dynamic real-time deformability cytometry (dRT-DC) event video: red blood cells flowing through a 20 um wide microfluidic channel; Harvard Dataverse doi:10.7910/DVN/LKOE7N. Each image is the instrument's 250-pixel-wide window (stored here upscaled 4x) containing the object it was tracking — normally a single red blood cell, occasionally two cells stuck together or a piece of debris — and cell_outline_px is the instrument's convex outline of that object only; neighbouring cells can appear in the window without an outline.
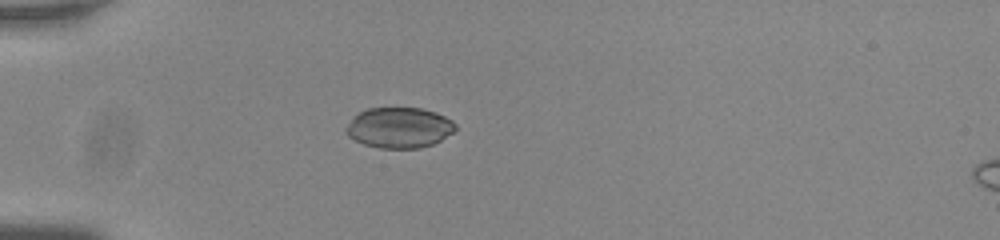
{"species": "common noctule bat (a hibernating species)", "species_latin": "Nyctalus noctula", "temperature_condition": "room temperature", "stored_images_in_passage": 39, "camera_frame_rate_fps": 3000, "um_per_image_px": 0.085, "animal": {"sex": "male", "body_mass_g": 20.0, "forearm_length_mm": 53.3}, "frame": {"image": 1, "passage_image": 1, "time_ms": 0.0, "image_size_px": [1000, 240], "cell_outline_px": [[456, 128], [452, 132], [440, 140], [432, 144], [420, 148], [380, 148], [364, 144], [348, 136], [344, 132], [344, 128], [360, 112], [368, 108], [420, 108], [436, 112], [452, 120], [456, 124]], "centroid_in_image_um": [33.93, 10.85], "position_along_channel_um": 51.1, "area_um2": 25.66}}
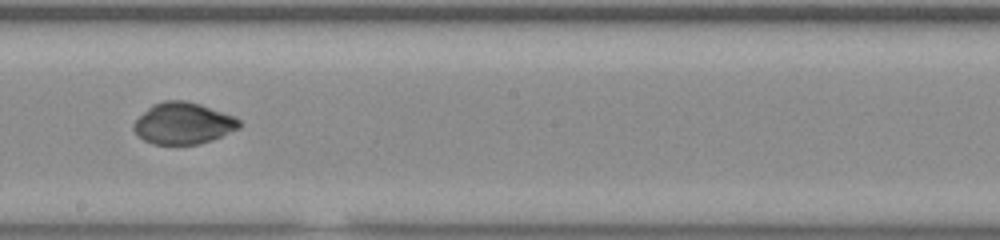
{"frame": {"image": 2, "passage_image": 17, "time_ms": 5.333, "image_size_px": [1000, 240], "cell_outline_px": [[244, 124], [240, 128], [212, 140], [200, 144], [152, 144], [136, 136], [132, 128], [132, 124], [152, 104], [164, 100], [184, 100], [200, 104], [236, 116]], "centroid_in_image_um": [15.59, 10.48], "position_along_channel_um": 232.6, "area_um2": 25.89}}
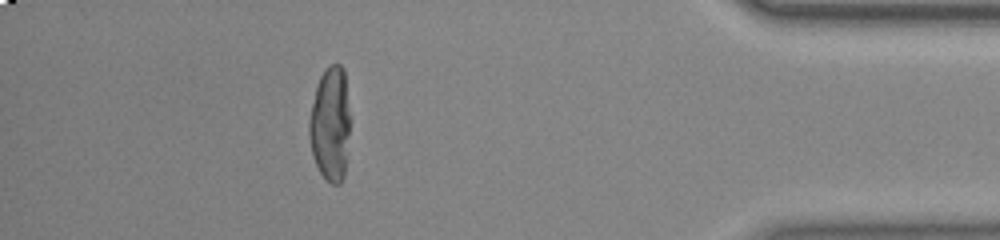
{"frame": {"image": 3, "passage_image": 34, "time_ms": 11.0, "image_size_px": [1000, 240], "cell_outline_px": [[348, 132], [344, 176], [340, 184], [332, 184], [320, 172], [316, 164], [312, 152], [308, 136], [308, 120], [316, 84], [320, 76], [332, 64], [340, 64], [344, 68], [348, 112]], "centroid_in_image_um": [28.04, 10.54], "position_along_channel_um": 407.2, "area_um2": 26.82}}